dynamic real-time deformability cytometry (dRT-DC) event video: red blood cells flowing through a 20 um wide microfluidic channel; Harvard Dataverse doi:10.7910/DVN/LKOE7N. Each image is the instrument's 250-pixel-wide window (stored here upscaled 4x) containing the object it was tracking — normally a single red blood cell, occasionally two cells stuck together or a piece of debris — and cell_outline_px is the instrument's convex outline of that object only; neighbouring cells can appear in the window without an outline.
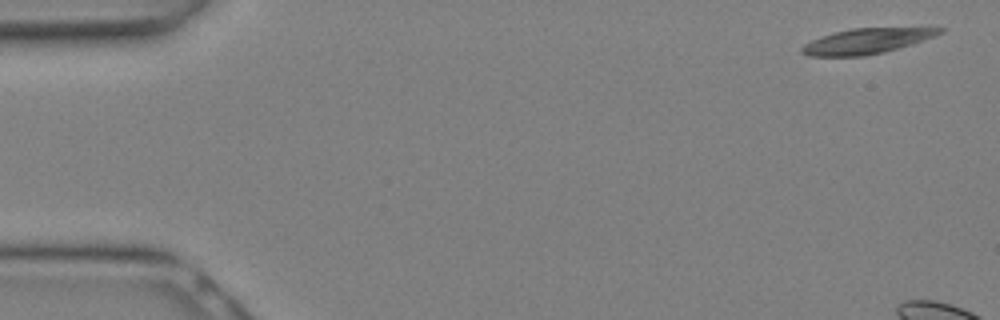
{"species": "Egyptian fruit bat (a non-hibernating species)", "species_latin": "Rousettus aegyptiacus", "temperature_condition": "warm", "stored_images_in_passage": 5, "camera_frame_rate_fps": 3000, "um_per_image_px": 0.085, "animal": {"sex": "female"}, "frame": {"image": 1, "passage_image": 1, "time_ms": 0.0, "image_size_px": [1000, 320], "cell_outline_px": [[944, 32], [936, 36], [924, 40], [884, 52], [864, 56], [808, 56], [800, 52], [800, 48], [804, 44], [812, 40], [836, 32], [852, 28], [944, 28]], "centroid_in_image_um": [73.65, 3.5], "position_along_channel_um": 11.3, "area_um2": 20.06}}